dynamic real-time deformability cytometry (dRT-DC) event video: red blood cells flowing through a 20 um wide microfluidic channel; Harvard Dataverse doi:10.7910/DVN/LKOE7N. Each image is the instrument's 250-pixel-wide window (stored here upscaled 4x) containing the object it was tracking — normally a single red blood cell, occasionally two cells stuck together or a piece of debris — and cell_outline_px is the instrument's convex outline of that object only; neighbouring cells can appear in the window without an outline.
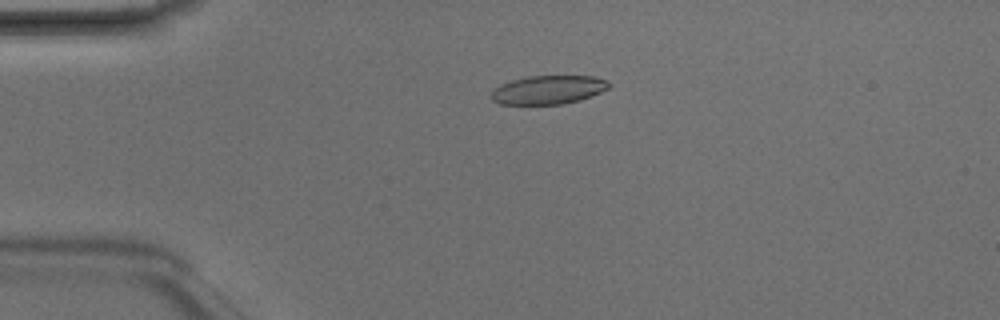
{"species": "Egyptian fruit bat (a non-hibernating species)", "species_latin": "Rousettus aegyptiacus", "temperature_condition": "room temperature", "stored_images_in_passage": 3, "camera_frame_rate_fps": 3000, "um_per_image_px": 0.085, "animal": {"sex": "male"}, "frame": {"image": 1, "passage_image": 3, "time_ms": 0.667, "image_size_px": [1000, 320], "cell_outline_px": [[612, 84], [608, 88], [600, 92], [580, 100], [564, 104], [500, 104], [492, 100], [488, 96], [500, 84], [512, 80], [528, 76], [592, 76], [608, 80]], "centroid_in_image_um": [46.6, 7.63], "position_along_channel_um": 38.4, "area_um2": 19.71}}